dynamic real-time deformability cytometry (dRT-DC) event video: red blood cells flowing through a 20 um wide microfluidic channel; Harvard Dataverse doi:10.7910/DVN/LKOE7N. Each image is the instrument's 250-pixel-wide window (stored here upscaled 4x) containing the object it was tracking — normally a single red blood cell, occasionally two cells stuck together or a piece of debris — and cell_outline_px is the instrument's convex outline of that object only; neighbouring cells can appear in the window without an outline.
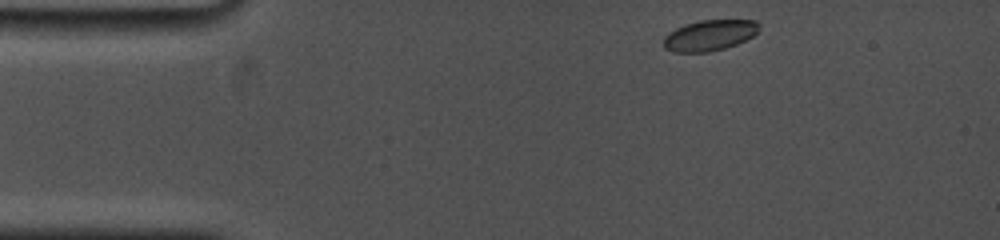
{"species": "common noctule bat (a hibernating species)", "species_latin": "Nyctalus noctula", "temperature_condition": "cold", "stored_images_in_passage": 40, "camera_frame_rate_fps": 5000, "um_per_image_px": 0.085, "animal": {"sex": "female", "body_mass_g": 19.0, "forearm_length_mm": 53.3}, "frame": {"image": 1, "passage_image": 1, "time_ms": 0.0, "image_size_px": [1000, 240], "cell_outline_px": [[760, 24], [756, 32], [752, 36], [736, 44], [724, 48], [708, 52], [672, 52], [664, 48], [664, 36], [668, 32], [684, 24], [700, 20], [756, 20]], "centroid_in_image_um": [60.27, 3.0], "position_along_channel_um": 24.7, "area_um2": 17.11}}
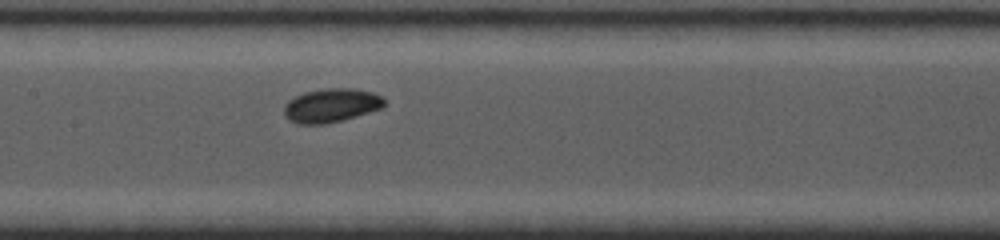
{"frame": {"image": 2, "passage_image": 17, "time_ms": 5.8, "image_size_px": [1000, 240], "cell_outline_px": [[384, 108], [344, 120], [324, 124], [296, 124], [288, 120], [284, 116], [284, 104], [288, 100], [304, 92], [328, 88], [356, 88], [372, 92], [380, 96], [384, 100]], "centroid_in_image_um": [28.14, 8.97], "position_along_channel_um": 179.3, "area_um2": 20.0}}
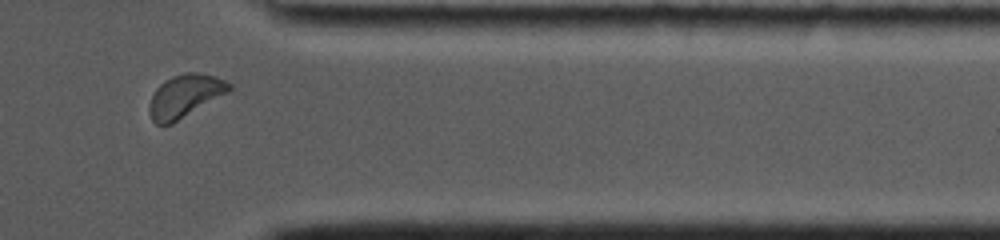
{"frame": {"image": 3, "passage_image": 33, "time_ms": 11.6, "image_size_px": [1000, 240], "cell_outline_px": [[232, 88], [228, 92], [172, 124], [156, 124], [152, 120], [148, 112], [148, 104], [156, 88], [164, 80], [172, 76], [184, 72], [200, 72], [224, 80], [232, 84]], "centroid_in_image_um": [15.69, 8.15], "position_along_channel_um": 395.7, "area_um2": 19.94}, "authors_computed_cell_mechanics": {"area_um2": 18.7272, "velocity_mm_per_s": 3.7619, "shape_relaxation_time_tau1_ms": 5.0493, "shape_relaxation_time_tau2_ms": null, "deformation_change_tau1": 0.1431, "deformation_change_tau2": null}}